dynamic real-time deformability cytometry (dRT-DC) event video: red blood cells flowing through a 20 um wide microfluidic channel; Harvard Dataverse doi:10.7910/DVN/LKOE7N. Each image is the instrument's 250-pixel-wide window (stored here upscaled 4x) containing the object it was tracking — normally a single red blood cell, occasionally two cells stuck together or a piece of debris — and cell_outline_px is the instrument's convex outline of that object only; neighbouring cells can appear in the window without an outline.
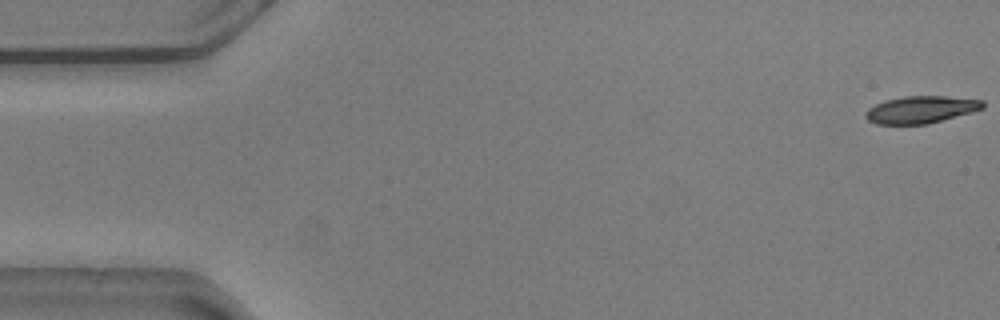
{"species": "common noctule bat (a hibernating species)", "species_latin": "Nyctalus noctula", "temperature_condition": "warm", "stored_images_in_passage": 56, "camera_frame_rate_fps": 3000, "um_per_image_px": 0.085, "animal": {"sex": "male", "body_mass_g": 20.5, "forearm_length_mm": 52.5}, "frame": {"image": 1, "passage_image": 1, "time_ms": 0.0, "image_size_px": [1000, 320], "cell_outline_px": [[984, 108], [972, 112], [928, 124], [876, 124], [868, 120], [864, 116], [864, 112], [868, 108], [884, 100], [904, 96], [944, 96], [984, 100]], "centroid_in_image_um": [78.26, 9.31], "position_along_channel_um": 6.7, "area_um2": 18.67}}
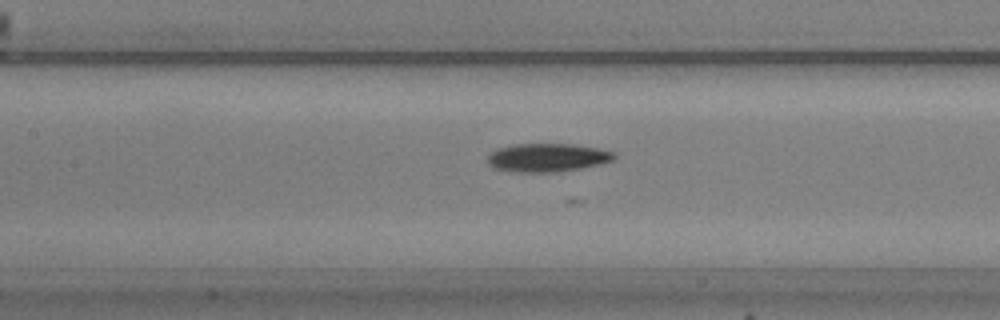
{"frame": {"image": 2, "passage_image": 25, "time_ms": 8.0, "image_size_px": [1000, 320], "cell_outline_px": [[616, 156], [612, 160], [600, 164], [580, 168], [556, 172], [516, 172], [492, 168], [488, 164], [488, 156], [496, 148], [512, 144], [572, 144], [596, 148], [616, 152]], "centroid_in_image_um": [46.5, 13.39], "position_along_channel_um": 160.9, "area_um2": 20.98}}
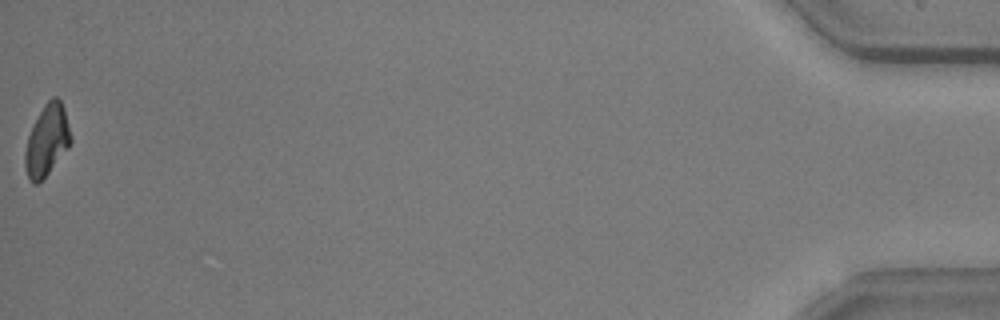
{"frame": {"image": 3, "passage_image": 56, "time_ms": 18.333, "image_size_px": [1000, 320], "cell_outline_px": [[72, 140], [68, 148], [48, 172], [36, 184], [32, 184], [28, 180], [24, 164], [24, 152], [28, 136], [44, 104], [52, 96], [56, 96], [60, 100], [64, 108], [72, 136]], "centroid_in_image_um": [3.99, 11.93], "position_along_channel_um": 431.2, "area_um2": 18.79}}